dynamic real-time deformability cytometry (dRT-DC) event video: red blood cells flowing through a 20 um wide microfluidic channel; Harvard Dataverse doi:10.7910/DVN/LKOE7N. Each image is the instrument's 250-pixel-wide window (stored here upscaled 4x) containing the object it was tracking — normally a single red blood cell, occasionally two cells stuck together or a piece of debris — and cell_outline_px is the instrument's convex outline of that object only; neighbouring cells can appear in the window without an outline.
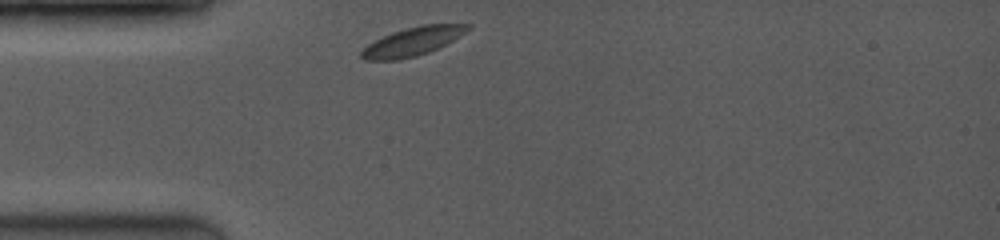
{"species": "common noctule bat (a hibernating species)", "species_latin": "Nyctalus noctula", "temperature_condition": "room temperature", "stored_images_in_passage": 6, "camera_frame_rate_fps": 3500, "um_per_image_px": 0.085, "animal": {"sex": "female", "body_mass_g": 19.0, "forearm_length_mm": 53.3}, "frame": {"image": 1, "passage_image": 1, "time_ms": 0.0, "image_size_px": [1000, 240], "cell_outline_px": [[472, 28], [460, 36], [428, 52], [416, 56], [400, 60], [364, 60], [360, 56], [360, 52], [368, 44], [392, 32], [420, 24], [472, 24]], "centroid_in_image_um": [35.08, 3.52], "position_along_channel_um": 49.9, "area_um2": 17.57}}
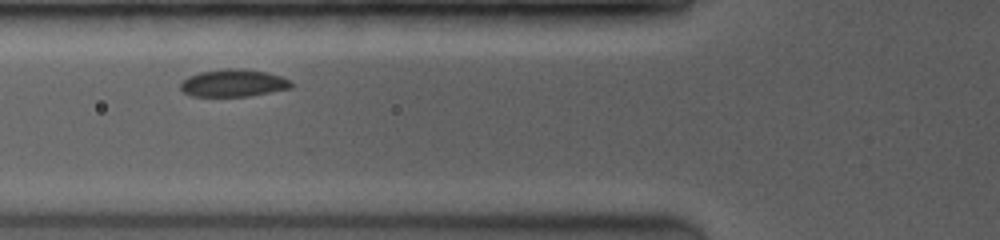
{"frame": {"image": 2, "passage_image": 4, "time_ms": 1.714, "image_size_px": [1000, 240], "cell_outline_px": [[292, 88], [248, 96], [192, 96], [184, 92], [180, 88], [180, 84], [188, 76], [200, 72], [224, 68], [240, 68], [268, 72], [292, 80]], "centroid_in_image_um": [19.86, 7.05], "position_along_channel_um": 105.9, "area_um2": 17.74}}